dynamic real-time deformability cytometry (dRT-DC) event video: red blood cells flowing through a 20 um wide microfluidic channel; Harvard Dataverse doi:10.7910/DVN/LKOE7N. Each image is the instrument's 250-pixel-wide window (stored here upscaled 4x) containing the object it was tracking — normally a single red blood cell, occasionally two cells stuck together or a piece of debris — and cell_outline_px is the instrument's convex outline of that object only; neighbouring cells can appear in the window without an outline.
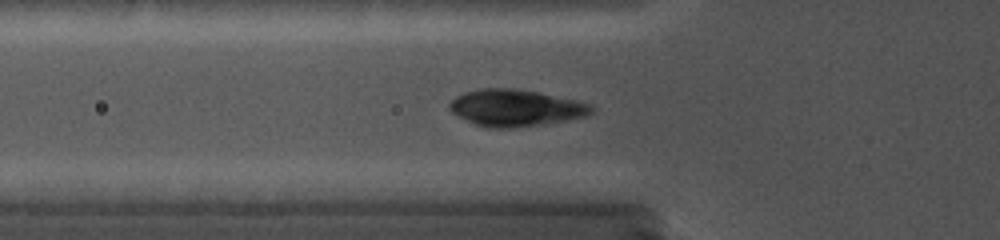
{"species": "common noctule bat (a hibernating species)", "species_latin": "Nyctalus noctula", "temperature_condition": "cold", "stored_images_in_passage": 54, "camera_frame_rate_fps": 5000, "um_per_image_px": 0.085, "animal": {"sex": "female", "body_mass_g": 19.0, "forearm_length_mm": 56.7}, "frame": {"image": 1, "passage_image": 32, "time_ms": 6.2, "image_size_px": [1000, 240], "cell_outline_px": [[596, 108], [592, 112], [584, 116], [564, 120], [508, 128], [488, 128], [476, 124], [452, 112], [448, 108], [448, 104], [456, 96], [464, 92], [480, 88], [516, 88], [576, 100], [592, 104]], "centroid_in_image_um": [43.8, 9.15], "position_along_channel_um": 82.0, "area_um2": 29.94}}
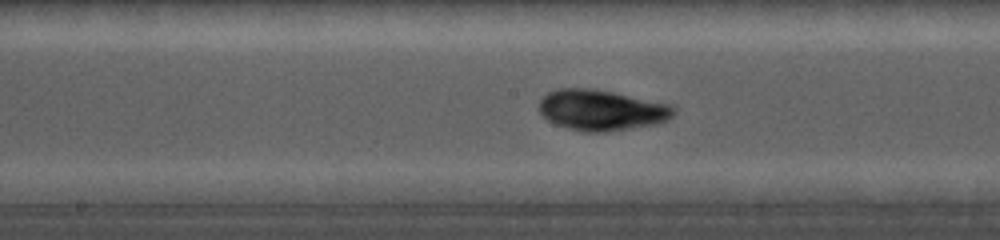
{"frame": {"image": 2, "passage_image": 39, "time_ms": 9.2, "image_size_px": [1000, 240], "cell_outline_px": [[676, 112], [668, 120], [656, 124], [600, 132], [584, 132], [568, 128], [556, 124], [548, 120], [540, 112], [540, 100], [548, 92], [560, 88], [592, 88], [672, 104], [676, 108]], "centroid_in_image_um": [51.15, 9.35], "position_along_channel_um": 197.0, "area_um2": 31.79}}
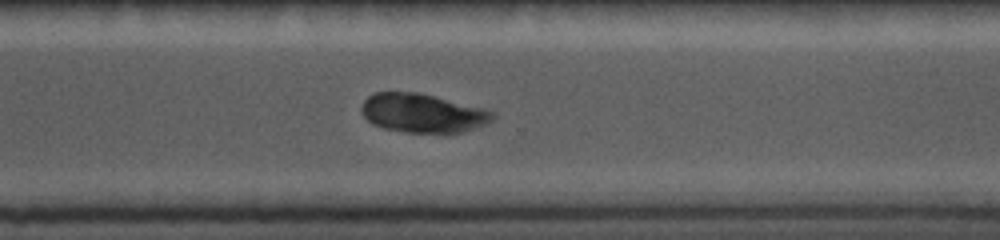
{"frame": {"image": 3, "passage_image": 48, "time_ms": 12.8, "image_size_px": [1000, 240], "cell_outline_px": [[496, 116], [492, 120], [484, 124], [464, 132], [448, 136], [404, 132], [384, 128], [372, 124], [364, 116], [360, 108], [364, 100], [372, 92], [420, 92], [484, 108], [496, 112]], "centroid_in_image_um": [35.96, 9.65], "position_along_channel_um": 334.6, "area_um2": 30.69}}